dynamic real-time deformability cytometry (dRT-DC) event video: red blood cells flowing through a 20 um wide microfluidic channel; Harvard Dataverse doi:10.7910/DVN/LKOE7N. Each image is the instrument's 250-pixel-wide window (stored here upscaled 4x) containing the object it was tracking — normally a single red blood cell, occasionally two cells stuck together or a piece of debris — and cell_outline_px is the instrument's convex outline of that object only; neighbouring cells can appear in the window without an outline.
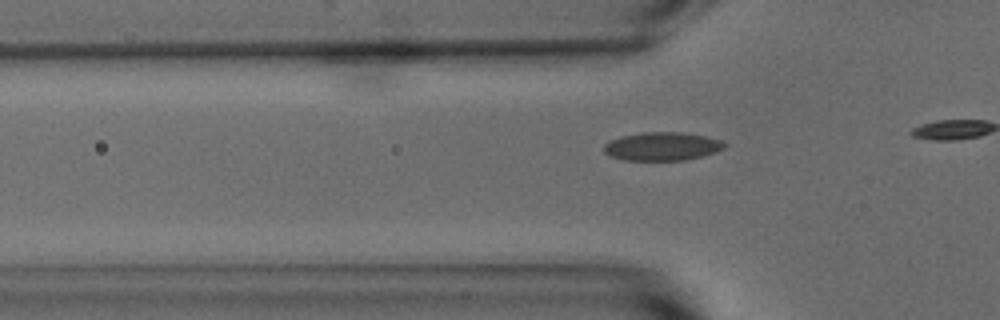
{"species": "common noctule bat (a hibernating species)", "species_latin": "Nyctalus noctula", "temperature_condition": "warm", "stored_images_in_passage": 13, "camera_frame_rate_fps": 3000, "um_per_image_px": 0.085, "animal": {"sex": "male", "body_mass_g": 15.6}, "frame": {"image": 1, "passage_image": 10, "time_ms": 3.0, "image_size_px": [1000, 320], "cell_outline_px": [[728, 144], [724, 148], [716, 152], [684, 160], [624, 160], [612, 156], [604, 152], [604, 144], [620, 136], [644, 132], [680, 132], [704, 136], [720, 140]], "centroid_in_image_um": [56.29, 12.44], "position_along_channel_um": 69.5, "area_um2": 19.77}}